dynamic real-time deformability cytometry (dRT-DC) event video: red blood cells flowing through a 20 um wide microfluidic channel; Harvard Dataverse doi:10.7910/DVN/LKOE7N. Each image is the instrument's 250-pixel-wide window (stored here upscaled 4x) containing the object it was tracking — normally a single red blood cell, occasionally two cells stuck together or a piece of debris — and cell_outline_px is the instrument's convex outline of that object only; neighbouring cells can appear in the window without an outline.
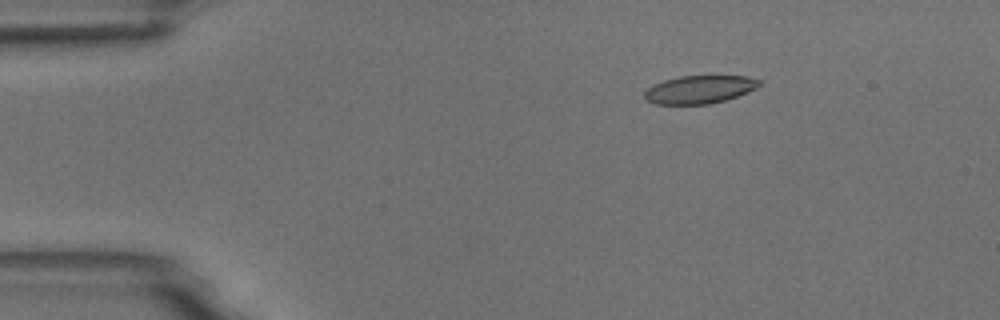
{"species": "common noctule bat (a hibernating species)", "species_latin": "Nyctalus noctula", "temperature_condition": "room temperature", "stored_images_in_passage": 5, "camera_frame_rate_fps": 3000, "um_per_image_px": 0.085, "animal": {"sex": "male", "body_mass_g": 18.8}, "frame": {"image": 1, "passage_image": 2, "time_ms": 2.0, "image_size_px": [1000, 320], "cell_outline_px": [[760, 84], [756, 88], [748, 92], [724, 100], [708, 104], [656, 104], [644, 100], [644, 92], [652, 84], [664, 80], [680, 76], [748, 76], [760, 80]], "centroid_in_image_um": [59.42, 7.6], "position_along_channel_um": 25.6, "area_um2": 18.73}}